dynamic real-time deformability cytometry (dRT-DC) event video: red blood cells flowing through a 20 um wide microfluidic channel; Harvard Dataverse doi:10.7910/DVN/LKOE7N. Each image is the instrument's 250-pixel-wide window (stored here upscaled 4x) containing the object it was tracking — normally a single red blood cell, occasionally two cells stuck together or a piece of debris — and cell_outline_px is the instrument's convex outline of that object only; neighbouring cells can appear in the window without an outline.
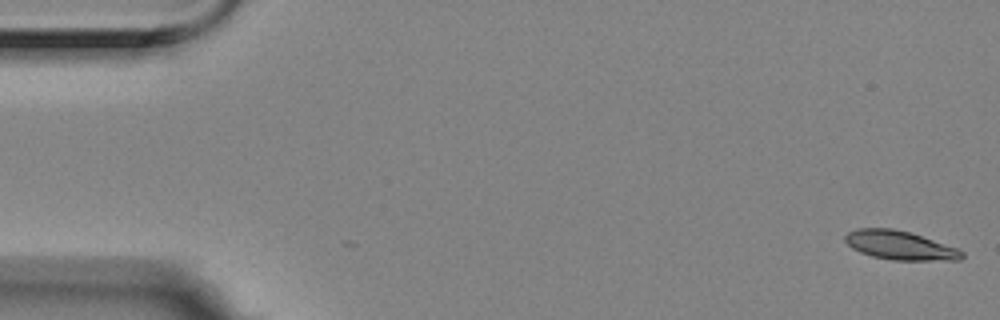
{"species": "Egyptian fruit bat (a non-hibernating species)", "species_latin": "Rousettus aegyptiacus", "temperature_condition": "room temperature", "stored_images_in_passage": 14, "camera_frame_rate_fps": 3000, "um_per_image_px": 0.085, "animal": {"sex": "female"}, "frame": {"image": 1, "passage_image": 1, "time_ms": 0.0, "image_size_px": [1000, 320], "cell_outline_px": [[964, 256], [960, 260], [892, 260], [872, 256], [860, 252], [852, 248], [844, 240], [844, 236], [848, 232], [856, 228], [892, 228], [908, 232], [956, 248], [964, 252]], "centroid_in_image_um": [76.45, 20.85], "position_along_channel_um": 8.6, "area_um2": 19.42}}
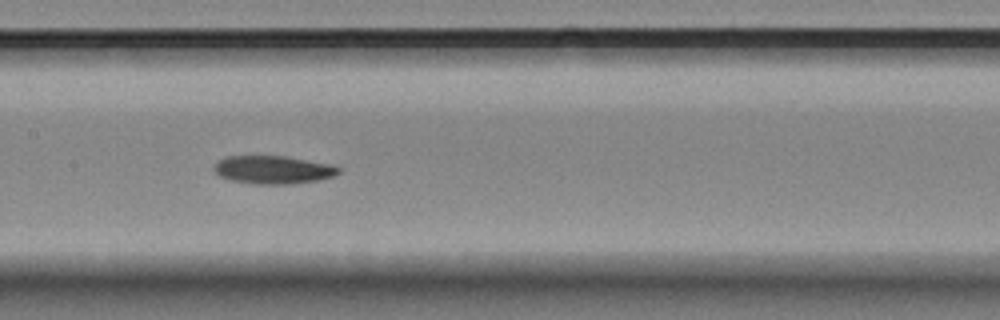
{"frame": {"image": 2, "passage_image": 8, "time_ms": 2.333, "image_size_px": [1000, 320], "cell_outline_px": [[340, 172], [332, 176], [316, 180], [288, 184], [256, 184], [232, 180], [220, 176], [212, 168], [220, 160], [228, 156], [284, 156], [332, 164], [340, 168]], "centroid_in_image_um": [23.22, 14.42], "position_along_channel_um": 184.2, "area_um2": 20.11}}
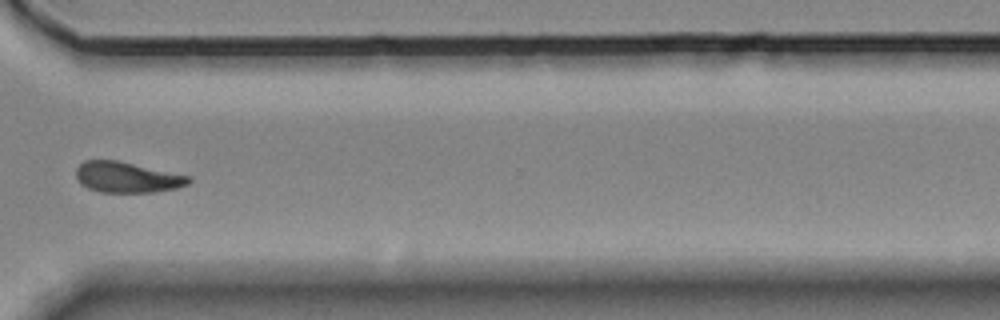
{"frame": {"image": 3, "passage_image": 12, "time_ms": 3.667, "image_size_px": [1000, 320], "cell_outline_px": [[192, 180], [188, 184], [176, 188], [156, 192], [100, 192], [88, 188], [80, 184], [76, 176], [76, 168], [84, 160], [116, 160], [192, 176]], "centroid_in_image_um": [10.81, 15.07], "position_along_channel_um": 359.8, "area_um2": 20.23}}